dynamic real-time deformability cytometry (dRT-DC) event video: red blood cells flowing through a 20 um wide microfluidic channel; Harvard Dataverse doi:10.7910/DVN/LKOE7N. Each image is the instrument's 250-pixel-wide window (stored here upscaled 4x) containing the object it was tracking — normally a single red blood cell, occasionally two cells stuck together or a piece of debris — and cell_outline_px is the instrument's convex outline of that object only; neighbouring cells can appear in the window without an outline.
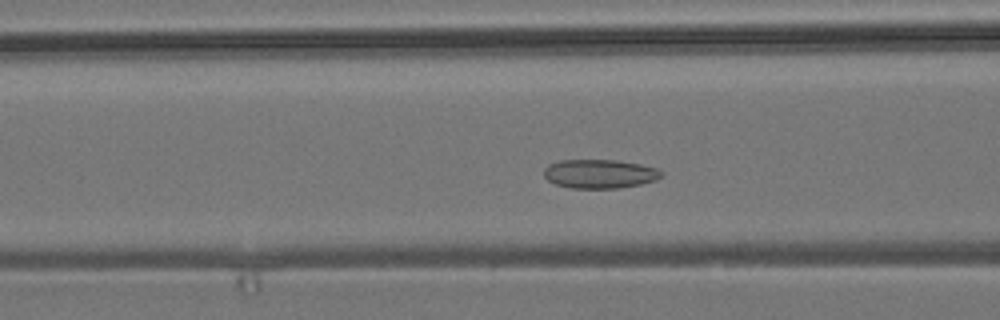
{"species": "common noctule bat (a hibernating species)", "species_latin": "Nyctalus noctula", "temperature_condition": "room temperature", "stored_images_in_passage": 51, "camera_frame_rate_fps": 3000, "um_per_image_px": 0.085, "animal": {"sex": "male", "body_mass_g": 19.2, "forearm_length_mm": 51.8}, "frame": {"image": 1, "passage_image": 18, "time_ms": 5.667, "image_size_px": [1000, 320], "cell_outline_px": [[664, 172], [656, 180], [640, 184], [616, 188], [572, 188], [556, 184], [548, 180], [544, 176], [544, 168], [548, 164], [560, 160], [616, 160], [640, 164], [656, 168]], "centroid_in_image_um": [50.95, 14.77], "position_along_channel_um": 115.6, "area_um2": 19.71}}
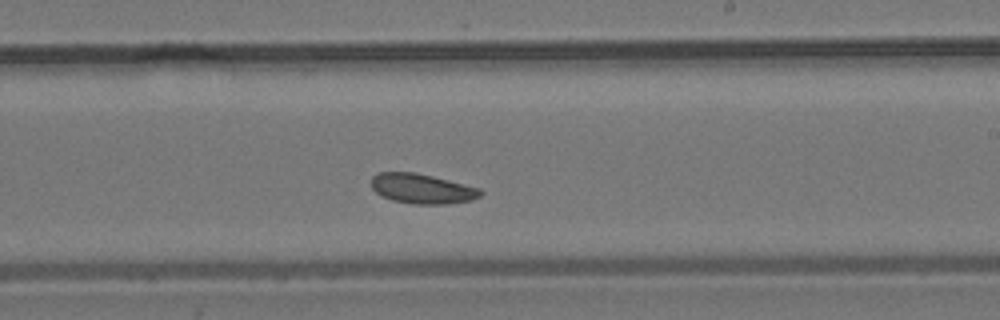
{"frame": {"image": 2, "passage_image": 29, "time_ms": 9.333, "image_size_px": [1000, 320], "cell_outline_px": [[484, 192], [480, 196], [472, 200], [448, 204], [412, 204], [392, 200], [380, 196], [372, 188], [372, 176], [380, 172], [416, 172], [480, 188]], "centroid_in_image_um": [35.88, 16.04], "position_along_channel_um": 253.1, "area_um2": 19.07}}
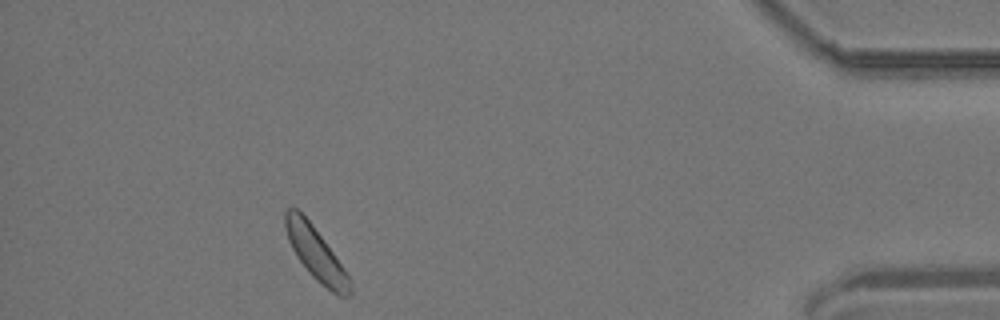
{"frame": {"image": 3, "passage_image": 46, "time_ms": 15.0, "image_size_px": [1000, 320], "cell_outline_px": [[352, 292], [348, 296], [336, 296], [320, 284], [308, 272], [296, 256], [288, 240], [284, 228], [284, 212], [288, 208], [296, 208], [312, 224], [324, 240], [344, 268], [352, 280]], "centroid_in_image_um": [26.86, 21.6], "position_along_channel_um": 408.3, "area_um2": 20.06}}